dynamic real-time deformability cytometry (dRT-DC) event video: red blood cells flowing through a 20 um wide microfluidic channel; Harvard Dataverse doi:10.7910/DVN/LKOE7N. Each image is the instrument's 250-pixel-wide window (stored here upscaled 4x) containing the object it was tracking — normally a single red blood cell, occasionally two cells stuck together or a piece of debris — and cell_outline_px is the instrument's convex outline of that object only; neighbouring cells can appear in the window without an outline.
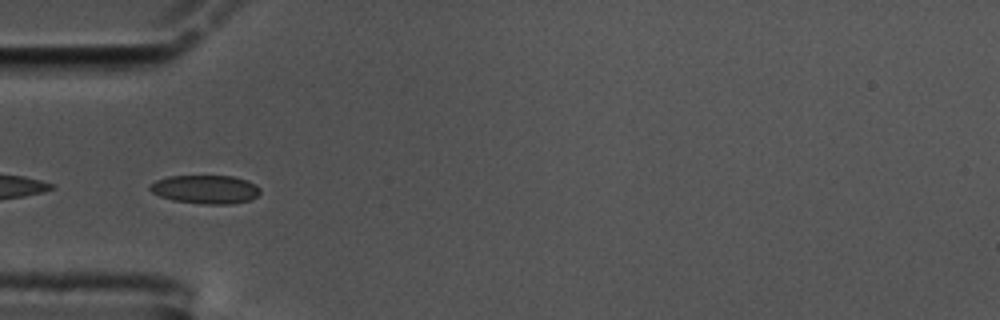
{"species": "common noctule bat (a hibernating species)", "species_latin": "Nyctalus noctula", "temperature_condition": "cold", "stored_images_in_passage": 40, "camera_frame_rate_fps": 3000, "um_per_image_px": 0.085, "animal": {"sex": "male", "body_mass_g": 17.5, "forearm_length_mm": 52.3}, "frame": {"image": 1, "passage_image": 1, "time_ms": 0.0, "image_size_px": [1000, 320], "cell_outline_px": [[260, 192], [256, 196], [248, 200], [232, 204], [200, 204], [172, 200], [160, 196], [152, 192], [148, 188], [148, 184], [156, 180], [168, 176], [232, 176], [248, 180], [256, 184], [260, 188]], "centroid_in_image_um": [17.44, 16.09], "position_along_channel_um": 67.6, "area_um2": 18.5}}
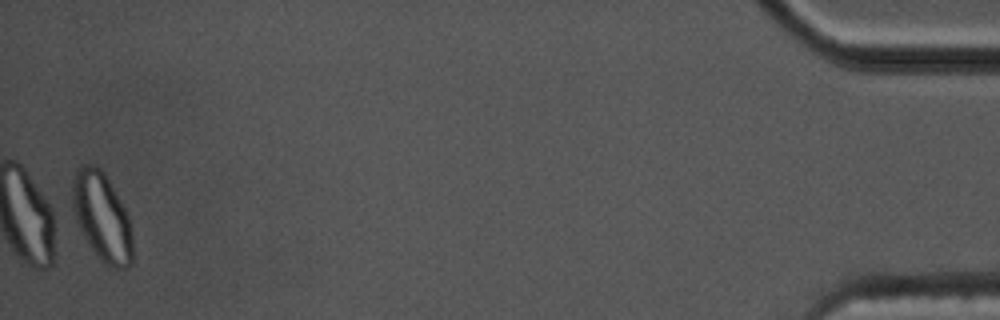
{"frame": {"image": 2, "passage_image": 40, "time_ms": 13.0, "image_size_px": [1000, 320], "cell_outline_px": [[132, 264], [128, 268], [104, 268], [88, 244], [68, 208], [72, 180], [76, 168], [80, 164], [92, 164], [100, 168], [104, 172], [124, 208], [128, 216], [132, 232]], "centroid_in_image_um": [8.59, 18.45], "position_along_channel_um": 426.6, "area_um2": 32.19}, "authors_computed_cell_mechanics": {"area_um2": 18.3226, "velocity_mm_per_s": 3.4551, "shape_relaxation_time_tau1_ms": 8.96, "shape_relaxation_time_tau2_ms": 1.8222, "deformation_change_tau1": 0.121, "deformation_change_tau2": 0.0518}}